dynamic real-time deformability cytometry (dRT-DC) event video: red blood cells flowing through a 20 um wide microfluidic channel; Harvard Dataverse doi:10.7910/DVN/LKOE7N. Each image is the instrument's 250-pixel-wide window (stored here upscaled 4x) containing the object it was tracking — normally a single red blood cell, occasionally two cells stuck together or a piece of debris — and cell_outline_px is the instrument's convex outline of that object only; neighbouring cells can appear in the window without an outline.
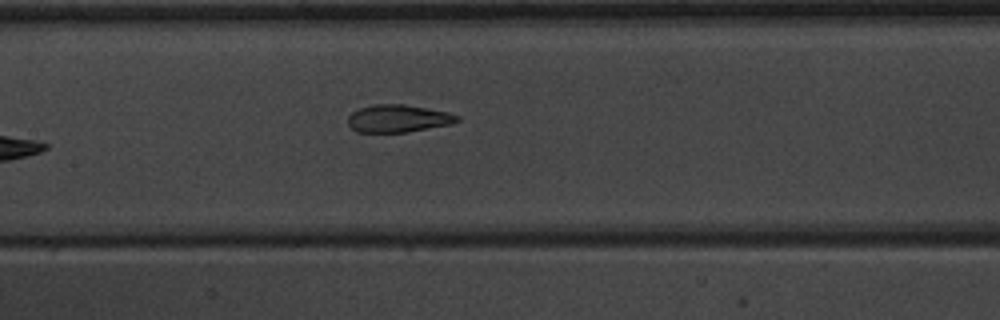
{"species": "common noctule bat (a hibernating species)", "species_latin": "Nyctalus noctula", "temperature_condition": "warm", "stored_images_in_passage": 8, "camera_frame_rate_fps": 3000, "um_per_image_px": 0.085, "animal": {"sex": "male", "body_mass_g": 20.1, "forearm_length_mm": 53.5}, "frame": {"image": 1, "passage_image": 8, "time_ms": 9.333, "image_size_px": [1000, 320], "cell_outline_px": [[460, 120], [448, 124], [408, 132], [356, 132], [348, 124], [348, 116], [352, 112], [360, 108], [372, 104], [404, 104], [428, 108], [448, 112], [460, 116]], "centroid_in_image_um": [33.82, 10.06], "position_along_channel_um": 173.6, "area_um2": 17.51}}